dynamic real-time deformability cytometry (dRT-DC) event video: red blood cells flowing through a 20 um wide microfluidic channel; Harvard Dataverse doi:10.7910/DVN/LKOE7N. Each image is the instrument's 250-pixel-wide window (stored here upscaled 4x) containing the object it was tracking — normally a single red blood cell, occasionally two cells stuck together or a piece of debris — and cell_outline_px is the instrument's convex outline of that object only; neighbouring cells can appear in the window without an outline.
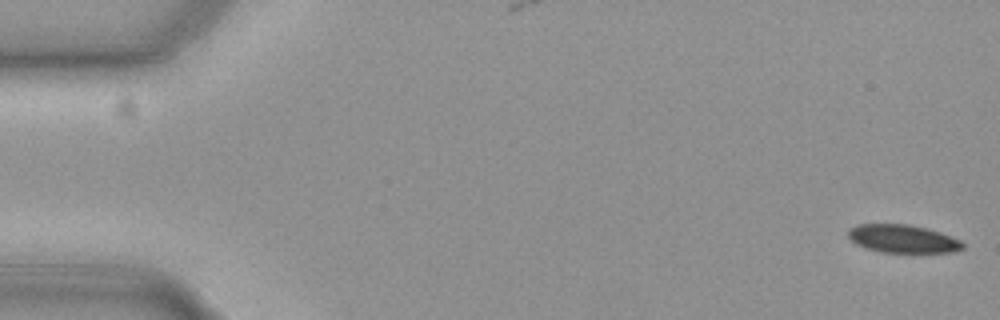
{"species": "common noctule bat (a hibernating species)", "species_latin": "Nyctalus noctula", "temperature_condition": "cold", "stored_images_in_passage": 56, "camera_frame_rate_fps": 3000, "um_per_image_px": 0.085, "animal": {"sex": "female", "body_mass_g": 19.3, "forearm_length_mm": 54.1}, "frame": {"image": 1, "passage_image": 1, "time_ms": 0.0, "image_size_px": [1000, 320], "cell_outline_px": [[964, 248], [952, 252], [880, 252], [856, 244], [848, 236], [848, 228], [860, 224], [908, 224], [928, 228], [940, 232], [960, 240], [964, 244]], "centroid_in_image_um": [76.74, 20.29], "position_along_channel_um": 8.3, "area_um2": 18.67}}
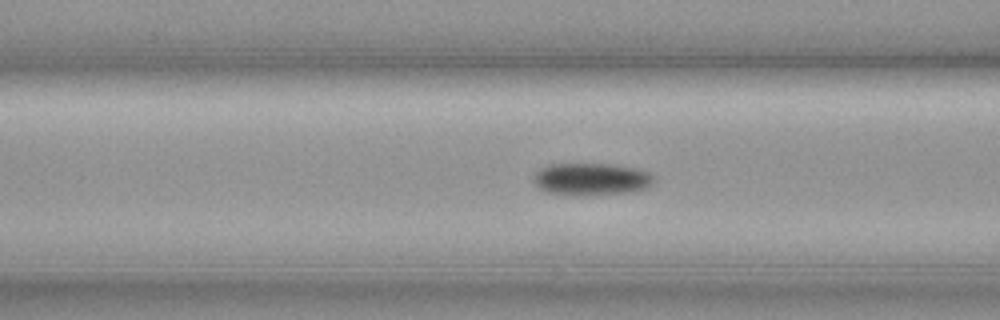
{"frame": {"image": 2, "passage_image": 22, "time_ms": 7.0, "image_size_px": [1000, 320], "cell_outline_px": [[656, 180], [648, 188], [632, 192], [592, 196], [580, 196], [548, 192], [540, 188], [532, 180], [532, 176], [540, 168], [548, 164], [612, 164], [636, 168], [648, 172]], "centroid_in_image_um": [50.28, 15.24], "position_along_channel_um": 116.3, "area_um2": 23.06}}
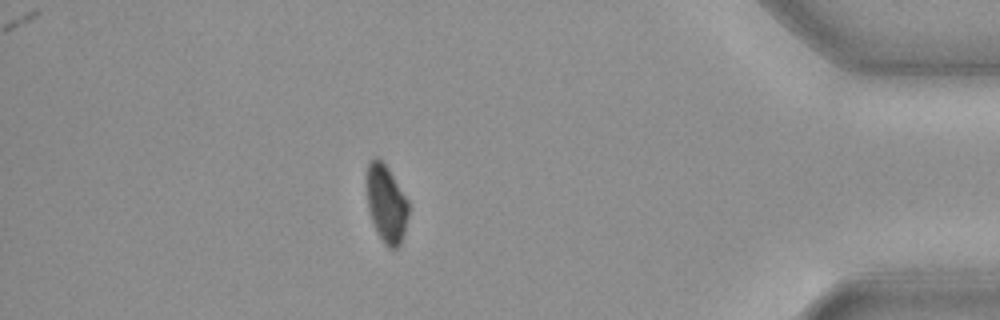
{"frame": {"image": 3, "passage_image": 49, "time_ms": 16.0, "image_size_px": [1000, 320], "cell_outline_px": [[408, 216], [404, 232], [400, 244], [396, 248], [388, 248], [384, 244], [376, 232], [372, 224], [368, 208], [364, 184], [364, 176], [368, 160], [372, 156], [376, 156], [388, 168], [408, 200]], "centroid_in_image_um": [32.76, 17.26], "position_along_channel_um": 402.4, "area_um2": 19.59}, "authors_computed_cell_mechanics": {"area_um2": 20.9814, "velocity_mm_per_s": 3.6896, "shape_relaxation_time_tau1_ms": 2.8531, "shape_relaxation_time_tau2_ms": null, "deformation_change_tau1": 0.0757, "deformation_change_tau2": null}}